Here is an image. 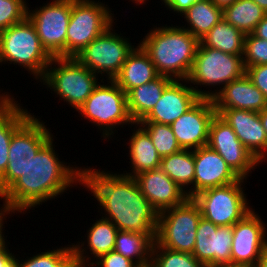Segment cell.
<instances>
[{
  "mask_svg": "<svg viewBox=\"0 0 267 267\" xmlns=\"http://www.w3.org/2000/svg\"><path fill=\"white\" fill-rule=\"evenodd\" d=\"M156 233H136L118 230L114 251L134 261L138 266L150 264V254Z\"/></svg>",
  "mask_w": 267,
  "mask_h": 267,
  "instance_id": "cell-30",
  "label": "cell"
},
{
  "mask_svg": "<svg viewBox=\"0 0 267 267\" xmlns=\"http://www.w3.org/2000/svg\"><path fill=\"white\" fill-rule=\"evenodd\" d=\"M244 67L267 64V40L256 37L253 33L245 36L243 53Z\"/></svg>",
  "mask_w": 267,
  "mask_h": 267,
  "instance_id": "cell-37",
  "label": "cell"
},
{
  "mask_svg": "<svg viewBox=\"0 0 267 267\" xmlns=\"http://www.w3.org/2000/svg\"><path fill=\"white\" fill-rule=\"evenodd\" d=\"M150 265L152 267H207L191 253L173 251L154 242L151 248Z\"/></svg>",
  "mask_w": 267,
  "mask_h": 267,
  "instance_id": "cell-35",
  "label": "cell"
},
{
  "mask_svg": "<svg viewBox=\"0 0 267 267\" xmlns=\"http://www.w3.org/2000/svg\"><path fill=\"white\" fill-rule=\"evenodd\" d=\"M192 255L207 267L231 265L233 225L217 226L201 217Z\"/></svg>",
  "mask_w": 267,
  "mask_h": 267,
  "instance_id": "cell-16",
  "label": "cell"
},
{
  "mask_svg": "<svg viewBox=\"0 0 267 267\" xmlns=\"http://www.w3.org/2000/svg\"><path fill=\"white\" fill-rule=\"evenodd\" d=\"M130 1L137 4L138 6V5L146 4V1H149V0H129V2Z\"/></svg>",
  "mask_w": 267,
  "mask_h": 267,
  "instance_id": "cell-51",
  "label": "cell"
},
{
  "mask_svg": "<svg viewBox=\"0 0 267 267\" xmlns=\"http://www.w3.org/2000/svg\"><path fill=\"white\" fill-rule=\"evenodd\" d=\"M100 170L77 166L76 183L97 200L101 217L113 222L120 231L156 233L158 212L141 193L136 179Z\"/></svg>",
  "mask_w": 267,
  "mask_h": 267,
  "instance_id": "cell-1",
  "label": "cell"
},
{
  "mask_svg": "<svg viewBox=\"0 0 267 267\" xmlns=\"http://www.w3.org/2000/svg\"><path fill=\"white\" fill-rule=\"evenodd\" d=\"M136 129H132V134L128 139L130 157V172L123 171L125 175L135 177L136 175L153 169L160 168L161 156L154 147L148 133L137 123H134ZM138 127V128H137ZM126 172V173H125Z\"/></svg>",
  "mask_w": 267,
  "mask_h": 267,
  "instance_id": "cell-25",
  "label": "cell"
},
{
  "mask_svg": "<svg viewBox=\"0 0 267 267\" xmlns=\"http://www.w3.org/2000/svg\"><path fill=\"white\" fill-rule=\"evenodd\" d=\"M201 217V209L193 198H188L181 205L165 209L158 213L154 243L173 251L192 254Z\"/></svg>",
  "mask_w": 267,
  "mask_h": 267,
  "instance_id": "cell-9",
  "label": "cell"
},
{
  "mask_svg": "<svg viewBox=\"0 0 267 267\" xmlns=\"http://www.w3.org/2000/svg\"><path fill=\"white\" fill-rule=\"evenodd\" d=\"M107 4L99 0H72L66 34V57H75L116 20Z\"/></svg>",
  "mask_w": 267,
  "mask_h": 267,
  "instance_id": "cell-8",
  "label": "cell"
},
{
  "mask_svg": "<svg viewBox=\"0 0 267 267\" xmlns=\"http://www.w3.org/2000/svg\"><path fill=\"white\" fill-rule=\"evenodd\" d=\"M9 214H6L4 211L0 210V245L7 239V236L5 237L4 230L5 228L4 223L6 221V218L8 217ZM4 226V227H3Z\"/></svg>",
  "mask_w": 267,
  "mask_h": 267,
  "instance_id": "cell-43",
  "label": "cell"
},
{
  "mask_svg": "<svg viewBox=\"0 0 267 267\" xmlns=\"http://www.w3.org/2000/svg\"><path fill=\"white\" fill-rule=\"evenodd\" d=\"M58 156L52 137L30 161L25 172L0 195L3 199L0 210L9 216L16 212L25 214L59 198L69 188L77 187V166L61 161Z\"/></svg>",
  "mask_w": 267,
  "mask_h": 267,
  "instance_id": "cell-2",
  "label": "cell"
},
{
  "mask_svg": "<svg viewBox=\"0 0 267 267\" xmlns=\"http://www.w3.org/2000/svg\"><path fill=\"white\" fill-rule=\"evenodd\" d=\"M72 267H94L92 264H82L78 262H73Z\"/></svg>",
  "mask_w": 267,
  "mask_h": 267,
  "instance_id": "cell-50",
  "label": "cell"
},
{
  "mask_svg": "<svg viewBox=\"0 0 267 267\" xmlns=\"http://www.w3.org/2000/svg\"><path fill=\"white\" fill-rule=\"evenodd\" d=\"M6 239L1 245H0V267H3L8 261H10L15 255L14 253L10 252V249L8 248V245L10 243L7 242Z\"/></svg>",
  "mask_w": 267,
  "mask_h": 267,
  "instance_id": "cell-41",
  "label": "cell"
},
{
  "mask_svg": "<svg viewBox=\"0 0 267 267\" xmlns=\"http://www.w3.org/2000/svg\"><path fill=\"white\" fill-rule=\"evenodd\" d=\"M160 168L187 193L188 198L194 197V150L182 149L162 157Z\"/></svg>",
  "mask_w": 267,
  "mask_h": 267,
  "instance_id": "cell-29",
  "label": "cell"
},
{
  "mask_svg": "<svg viewBox=\"0 0 267 267\" xmlns=\"http://www.w3.org/2000/svg\"><path fill=\"white\" fill-rule=\"evenodd\" d=\"M257 3L265 12H267V0H253Z\"/></svg>",
  "mask_w": 267,
  "mask_h": 267,
  "instance_id": "cell-49",
  "label": "cell"
},
{
  "mask_svg": "<svg viewBox=\"0 0 267 267\" xmlns=\"http://www.w3.org/2000/svg\"><path fill=\"white\" fill-rule=\"evenodd\" d=\"M214 267H242V266L225 265V266H214Z\"/></svg>",
  "mask_w": 267,
  "mask_h": 267,
  "instance_id": "cell-52",
  "label": "cell"
},
{
  "mask_svg": "<svg viewBox=\"0 0 267 267\" xmlns=\"http://www.w3.org/2000/svg\"><path fill=\"white\" fill-rule=\"evenodd\" d=\"M16 99L12 96L0 107V178L8 166L12 135L33 115Z\"/></svg>",
  "mask_w": 267,
  "mask_h": 267,
  "instance_id": "cell-26",
  "label": "cell"
},
{
  "mask_svg": "<svg viewBox=\"0 0 267 267\" xmlns=\"http://www.w3.org/2000/svg\"><path fill=\"white\" fill-rule=\"evenodd\" d=\"M181 16L188 26L181 27L200 40L223 19V10L211 0H196Z\"/></svg>",
  "mask_w": 267,
  "mask_h": 267,
  "instance_id": "cell-28",
  "label": "cell"
},
{
  "mask_svg": "<svg viewBox=\"0 0 267 267\" xmlns=\"http://www.w3.org/2000/svg\"><path fill=\"white\" fill-rule=\"evenodd\" d=\"M88 229L85 234L87 240L71 244L74 261L82 264H92L100 256L114 251L118 232L116 225L103 217L96 218V221Z\"/></svg>",
  "mask_w": 267,
  "mask_h": 267,
  "instance_id": "cell-23",
  "label": "cell"
},
{
  "mask_svg": "<svg viewBox=\"0 0 267 267\" xmlns=\"http://www.w3.org/2000/svg\"><path fill=\"white\" fill-rule=\"evenodd\" d=\"M201 97L187 80H173L163 91L151 112L139 122H156L171 125L193 107Z\"/></svg>",
  "mask_w": 267,
  "mask_h": 267,
  "instance_id": "cell-19",
  "label": "cell"
},
{
  "mask_svg": "<svg viewBox=\"0 0 267 267\" xmlns=\"http://www.w3.org/2000/svg\"><path fill=\"white\" fill-rule=\"evenodd\" d=\"M236 133L241 143L262 163L267 160V135L259 117V112L227 109L216 110Z\"/></svg>",
  "mask_w": 267,
  "mask_h": 267,
  "instance_id": "cell-18",
  "label": "cell"
},
{
  "mask_svg": "<svg viewBox=\"0 0 267 267\" xmlns=\"http://www.w3.org/2000/svg\"><path fill=\"white\" fill-rule=\"evenodd\" d=\"M52 57L42 47L34 25L26 17L22 22L0 31V65L25 68L33 79L40 80ZM7 62V63H6Z\"/></svg>",
  "mask_w": 267,
  "mask_h": 267,
  "instance_id": "cell-4",
  "label": "cell"
},
{
  "mask_svg": "<svg viewBox=\"0 0 267 267\" xmlns=\"http://www.w3.org/2000/svg\"><path fill=\"white\" fill-rule=\"evenodd\" d=\"M259 117L261 119L262 125L267 135V106L262 111L259 112Z\"/></svg>",
  "mask_w": 267,
  "mask_h": 267,
  "instance_id": "cell-46",
  "label": "cell"
},
{
  "mask_svg": "<svg viewBox=\"0 0 267 267\" xmlns=\"http://www.w3.org/2000/svg\"><path fill=\"white\" fill-rule=\"evenodd\" d=\"M194 196L199 192L237 182L240 177L208 145L194 149Z\"/></svg>",
  "mask_w": 267,
  "mask_h": 267,
  "instance_id": "cell-20",
  "label": "cell"
},
{
  "mask_svg": "<svg viewBox=\"0 0 267 267\" xmlns=\"http://www.w3.org/2000/svg\"><path fill=\"white\" fill-rule=\"evenodd\" d=\"M1 91L3 90H0V107L4 105L12 96H14L12 94L10 95L9 92L4 91V93H2Z\"/></svg>",
  "mask_w": 267,
  "mask_h": 267,
  "instance_id": "cell-47",
  "label": "cell"
},
{
  "mask_svg": "<svg viewBox=\"0 0 267 267\" xmlns=\"http://www.w3.org/2000/svg\"><path fill=\"white\" fill-rule=\"evenodd\" d=\"M141 193L158 212L183 204L187 193L161 168L144 171L134 177Z\"/></svg>",
  "mask_w": 267,
  "mask_h": 267,
  "instance_id": "cell-21",
  "label": "cell"
},
{
  "mask_svg": "<svg viewBox=\"0 0 267 267\" xmlns=\"http://www.w3.org/2000/svg\"><path fill=\"white\" fill-rule=\"evenodd\" d=\"M167 10L174 12L178 16L181 15L196 1V0H160Z\"/></svg>",
  "mask_w": 267,
  "mask_h": 267,
  "instance_id": "cell-40",
  "label": "cell"
},
{
  "mask_svg": "<svg viewBox=\"0 0 267 267\" xmlns=\"http://www.w3.org/2000/svg\"><path fill=\"white\" fill-rule=\"evenodd\" d=\"M245 36L225 19H222L199 40V44L202 47L217 49L227 54L243 55Z\"/></svg>",
  "mask_w": 267,
  "mask_h": 267,
  "instance_id": "cell-31",
  "label": "cell"
},
{
  "mask_svg": "<svg viewBox=\"0 0 267 267\" xmlns=\"http://www.w3.org/2000/svg\"><path fill=\"white\" fill-rule=\"evenodd\" d=\"M158 76L148 53L138 43L127 56L114 81L127 94L131 89L147 84Z\"/></svg>",
  "mask_w": 267,
  "mask_h": 267,
  "instance_id": "cell-24",
  "label": "cell"
},
{
  "mask_svg": "<svg viewBox=\"0 0 267 267\" xmlns=\"http://www.w3.org/2000/svg\"><path fill=\"white\" fill-rule=\"evenodd\" d=\"M256 267H267V246L262 250Z\"/></svg>",
  "mask_w": 267,
  "mask_h": 267,
  "instance_id": "cell-44",
  "label": "cell"
},
{
  "mask_svg": "<svg viewBox=\"0 0 267 267\" xmlns=\"http://www.w3.org/2000/svg\"><path fill=\"white\" fill-rule=\"evenodd\" d=\"M92 265L94 267H139L134 261L124 257L116 251H110L109 253L100 256L92 263Z\"/></svg>",
  "mask_w": 267,
  "mask_h": 267,
  "instance_id": "cell-38",
  "label": "cell"
},
{
  "mask_svg": "<svg viewBox=\"0 0 267 267\" xmlns=\"http://www.w3.org/2000/svg\"><path fill=\"white\" fill-rule=\"evenodd\" d=\"M104 81L101 80L77 112L98 127L103 140H109L118 133L116 129L119 126L131 128L134 122L128 112L126 93L114 80H107V84Z\"/></svg>",
  "mask_w": 267,
  "mask_h": 267,
  "instance_id": "cell-7",
  "label": "cell"
},
{
  "mask_svg": "<svg viewBox=\"0 0 267 267\" xmlns=\"http://www.w3.org/2000/svg\"><path fill=\"white\" fill-rule=\"evenodd\" d=\"M212 100L215 110L242 109L260 112L267 106L264 94L246 74L225 85Z\"/></svg>",
  "mask_w": 267,
  "mask_h": 267,
  "instance_id": "cell-22",
  "label": "cell"
},
{
  "mask_svg": "<svg viewBox=\"0 0 267 267\" xmlns=\"http://www.w3.org/2000/svg\"><path fill=\"white\" fill-rule=\"evenodd\" d=\"M151 138L154 147L161 157L177 153L182 150L170 125L156 122H138Z\"/></svg>",
  "mask_w": 267,
  "mask_h": 267,
  "instance_id": "cell-33",
  "label": "cell"
},
{
  "mask_svg": "<svg viewBox=\"0 0 267 267\" xmlns=\"http://www.w3.org/2000/svg\"><path fill=\"white\" fill-rule=\"evenodd\" d=\"M253 34L256 37L267 40V15L255 27Z\"/></svg>",
  "mask_w": 267,
  "mask_h": 267,
  "instance_id": "cell-42",
  "label": "cell"
},
{
  "mask_svg": "<svg viewBox=\"0 0 267 267\" xmlns=\"http://www.w3.org/2000/svg\"><path fill=\"white\" fill-rule=\"evenodd\" d=\"M215 105L210 98H201L170 126L182 149L194 150L207 145L210 124L215 115Z\"/></svg>",
  "mask_w": 267,
  "mask_h": 267,
  "instance_id": "cell-17",
  "label": "cell"
},
{
  "mask_svg": "<svg viewBox=\"0 0 267 267\" xmlns=\"http://www.w3.org/2000/svg\"><path fill=\"white\" fill-rule=\"evenodd\" d=\"M51 1L33 10L27 6V18L34 25L41 45L47 53L51 57H66V34L72 0Z\"/></svg>",
  "mask_w": 267,
  "mask_h": 267,
  "instance_id": "cell-13",
  "label": "cell"
},
{
  "mask_svg": "<svg viewBox=\"0 0 267 267\" xmlns=\"http://www.w3.org/2000/svg\"><path fill=\"white\" fill-rule=\"evenodd\" d=\"M98 80H102L99 75L90 71L76 57H52L38 82L77 111L100 83Z\"/></svg>",
  "mask_w": 267,
  "mask_h": 267,
  "instance_id": "cell-5",
  "label": "cell"
},
{
  "mask_svg": "<svg viewBox=\"0 0 267 267\" xmlns=\"http://www.w3.org/2000/svg\"><path fill=\"white\" fill-rule=\"evenodd\" d=\"M14 256L10 261H8L3 267H19V257Z\"/></svg>",
  "mask_w": 267,
  "mask_h": 267,
  "instance_id": "cell-48",
  "label": "cell"
},
{
  "mask_svg": "<svg viewBox=\"0 0 267 267\" xmlns=\"http://www.w3.org/2000/svg\"><path fill=\"white\" fill-rule=\"evenodd\" d=\"M139 267H152L150 264L144 265V266H139Z\"/></svg>",
  "mask_w": 267,
  "mask_h": 267,
  "instance_id": "cell-53",
  "label": "cell"
},
{
  "mask_svg": "<svg viewBox=\"0 0 267 267\" xmlns=\"http://www.w3.org/2000/svg\"><path fill=\"white\" fill-rule=\"evenodd\" d=\"M39 116L32 115L11 138L8 166L0 178V195L21 176L37 152L53 137Z\"/></svg>",
  "mask_w": 267,
  "mask_h": 267,
  "instance_id": "cell-10",
  "label": "cell"
},
{
  "mask_svg": "<svg viewBox=\"0 0 267 267\" xmlns=\"http://www.w3.org/2000/svg\"><path fill=\"white\" fill-rule=\"evenodd\" d=\"M266 15L253 0H237L223 10V19L245 35L252 34Z\"/></svg>",
  "mask_w": 267,
  "mask_h": 267,
  "instance_id": "cell-32",
  "label": "cell"
},
{
  "mask_svg": "<svg viewBox=\"0 0 267 267\" xmlns=\"http://www.w3.org/2000/svg\"><path fill=\"white\" fill-rule=\"evenodd\" d=\"M266 226L255 209L233 225L231 265L256 267L262 250L267 246Z\"/></svg>",
  "mask_w": 267,
  "mask_h": 267,
  "instance_id": "cell-15",
  "label": "cell"
},
{
  "mask_svg": "<svg viewBox=\"0 0 267 267\" xmlns=\"http://www.w3.org/2000/svg\"><path fill=\"white\" fill-rule=\"evenodd\" d=\"M215 3L219 8L224 10L226 7L232 5L237 0H211Z\"/></svg>",
  "mask_w": 267,
  "mask_h": 267,
  "instance_id": "cell-45",
  "label": "cell"
},
{
  "mask_svg": "<svg viewBox=\"0 0 267 267\" xmlns=\"http://www.w3.org/2000/svg\"><path fill=\"white\" fill-rule=\"evenodd\" d=\"M245 180V181H244ZM247 179L232 184L203 190L193 197L202 217L217 226L234 225L253 208L243 189Z\"/></svg>",
  "mask_w": 267,
  "mask_h": 267,
  "instance_id": "cell-11",
  "label": "cell"
},
{
  "mask_svg": "<svg viewBox=\"0 0 267 267\" xmlns=\"http://www.w3.org/2000/svg\"><path fill=\"white\" fill-rule=\"evenodd\" d=\"M207 145L220 154L240 178L247 179L261 164L218 114L211 121Z\"/></svg>",
  "mask_w": 267,
  "mask_h": 267,
  "instance_id": "cell-14",
  "label": "cell"
},
{
  "mask_svg": "<svg viewBox=\"0 0 267 267\" xmlns=\"http://www.w3.org/2000/svg\"><path fill=\"white\" fill-rule=\"evenodd\" d=\"M113 27L114 24L75 56L90 71L99 74L102 80L103 76L106 80H114L135 47L129 38L115 32L117 30Z\"/></svg>",
  "mask_w": 267,
  "mask_h": 267,
  "instance_id": "cell-12",
  "label": "cell"
},
{
  "mask_svg": "<svg viewBox=\"0 0 267 267\" xmlns=\"http://www.w3.org/2000/svg\"><path fill=\"white\" fill-rule=\"evenodd\" d=\"M172 81L170 77L159 75L156 79L137 86L126 94L128 112L134 123L143 120L151 112Z\"/></svg>",
  "mask_w": 267,
  "mask_h": 267,
  "instance_id": "cell-27",
  "label": "cell"
},
{
  "mask_svg": "<svg viewBox=\"0 0 267 267\" xmlns=\"http://www.w3.org/2000/svg\"><path fill=\"white\" fill-rule=\"evenodd\" d=\"M158 24L139 41L159 75L173 80H187L199 40L180 25Z\"/></svg>",
  "mask_w": 267,
  "mask_h": 267,
  "instance_id": "cell-3",
  "label": "cell"
},
{
  "mask_svg": "<svg viewBox=\"0 0 267 267\" xmlns=\"http://www.w3.org/2000/svg\"><path fill=\"white\" fill-rule=\"evenodd\" d=\"M74 262L72 245L33 254L19 260V267H71Z\"/></svg>",
  "mask_w": 267,
  "mask_h": 267,
  "instance_id": "cell-34",
  "label": "cell"
},
{
  "mask_svg": "<svg viewBox=\"0 0 267 267\" xmlns=\"http://www.w3.org/2000/svg\"><path fill=\"white\" fill-rule=\"evenodd\" d=\"M26 0H0V31L22 22L27 17Z\"/></svg>",
  "mask_w": 267,
  "mask_h": 267,
  "instance_id": "cell-36",
  "label": "cell"
},
{
  "mask_svg": "<svg viewBox=\"0 0 267 267\" xmlns=\"http://www.w3.org/2000/svg\"><path fill=\"white\" fill-rule=\"evenodd\" d=\"M244 74L243 55L227 54L199 44L187 81L201 98L212 99L225 85ZM202 86L209 89L202 90ZM212 87L217 89L212 91Z\"/></svg>",
  "mask_w": 267,
  "mask_h": 267,
  "instance_id": "cell-6",
  "label": "cell"
},
{
  "mask_svg": "<svg viewBox=\"0 0 267 267\" xmlns=\"http://www.w3.org/2000/svg\"><path fill=\"white\" fill-rule=\"evenodd\" d=\"M245 74L267 100V64L247 67Z\"/></svg>",
  "mask_w": 267,
  "mask_h": 267,
  "instance_id": "cell-39",
  "label": "cell"
}]
</instances>
